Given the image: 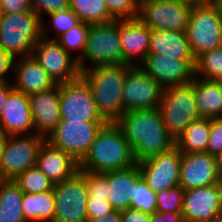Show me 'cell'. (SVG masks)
<instances>
[{"mask_svg": "<svg viewBox=\"0 0 222 222\" xmlns=\"http://www.w3.org/2000/svg\"><path fill=\"white\" fill-rule=\"evenodd\" d=\"M116 123L133 148L137 163L169 151L175 140L167 132L158 108L125 112Z\"/></svg>", "mask_w": 222, "mask_h": 222, "instance_id": "1", "label": "cell"}, {"mask_svg": "<svg viewBox=\"0 0 222 222\" xmlns=\"http://www.w3.org/2000/svg\"><path fill=\"white\" fill-rule=\"evenodd\" d=\"M133 148L116 122H106L88 152L78 163V171L106 173L136 165Z\"/></svg>", "mask_w": 222, "mask_h": 222, "instance_id": "2", "label": "cell"}, {"mask_svg": "<svg viewBox=\"0 0 222 222\" xmlns=\"http://www.w3.org/2000/svg\"><path fill=\"white\" fill-rule=\"evenodd\" d=\"M128 64L98 65L81 72L94 97L98 113L106 122H116L123 110V83Z\"/></svg>", "mask_w": 222, "mask_h": 222, "instance_id": "3", "label": "cell"}, {"mask_svg": "<svg viewBox=\"0 0 222 222\" xmlns=\"http://www.w3.org/2000/svg\"><path fill=\"white\" fill-rule=\"evenodd\" d=\"M42 20L34 12L2 14L0 18V47L13 59L32 55L42 37Z\"/></svg>", "mask_w": 222, "mask_h": 222, "instance_id": "4", "label": "cell"}, {"mask_svg": "<svg viewBox=\"0 0 222 222\" xmlns=\"http://www.w3.org/2000/svg\"><path fill=\"white\" fill-rule=\"evenodd\" d=\"M109 64L123 65L119 20L90 24L85 49L78 60L81 72L94 66Z\"/></svg>", "mask_w": 222, "mask_h": 222, "instance_id": "5", "label": "cell"}, {"mask_svg": "<svg viewBox=\"0 0 222 222\" xmlns=\"http://www.w3.org/2000/svg\"><path fill=\"white\" fill-rule=\"evenodd\" d=\"M190 50L198 56L222 46V11L210 1L191 8L186 30Z\"/></svg>", "mask_w": 222, "mask_h": 222, "instance_id": "6", "label": "cell"}, {"mask_svg": "<svg viewBox=\"0 0 222 222\" xmlns=\"http://www.w3.org/2000/svg\"><path fill=\"white\" fill-rule=\"evenodd\" d=\"M158 109L167 132L176 141L192 121L200 118L193 81L164 88Z\"/></svg>", "mask_w": 222, "mask_h": 222, "instance_id": "7", "label": "cell"}, {"mask_svg": "<svg viewBox=\"0 0 222 222\" xmlns=\"http://www.w3.org/2000/svg\"><path fill=\"white\" fill-rule=\"evenodd\" d=\"M53 222H87L88 191L85 177L77 171L71 178L55 183Z\"/></svg>", "mask_w": 222, "mask_h": 222, "instance_id": "8", "label": "cell"}, {"mask_svg": "<svg viewBox=\"0 0 222 222\" xmlns=\"http://www.w3.org/2000/svg\"><path fill=\"white\" fill-rule=\"evenodd\" d=\"M45 140L36 133L8 136L0 162V180H14L27 169L35 167Z\"/></svg>", "mask_w": 222, "mask_h": 222, "instance_id": "9", "label": "cell"}, {"mask_svg": "<svg viewBox=\"0 0 222 222\" xmlns=\"http://www.w3.org/2000/svg\"><path fill=\"white\" fill-rule=\"evenodd\" d=\"M61 121L106 122L98 113L86 80L80 75L59 84Z\"/></svg>", "mask_w": 222, "mask_h": 222, "instance_id": "10", "label": "cell"}, {"mask_svg": "<svg viewBox=\"0 0 222 222\" xmlns=\"http://www.w3.org/2000/svg\"><path fill=\"white\" fill-rule=\"evenodd\" d=\"M105 123L60 121L51 134L46 137V141L79 163Z\"/></svg>", "mask_w": 222, "mask_h": 222, "instance_id": "11", "label": "cell"}, {"mask_svg": "<svg viewBox=\"0 0 222 222\" xmlns=\"http://www.w3.org/2000/svg\"><path fill=\"white\" fill-rule=\"evenodd\" d=\"M191 8L173 0H139L138 18L151 30L186 32Z\"/></svg>", "mask_w": 222, "mask_h": 222, "instance_id": "12", "label": "cell"}, {"mask_svg": "<svg viewBox=\"0 0 222 222\" xmlns=\"http://www.w3.org/2000/svg\"><path fill=\"white\" fill-rule=\"evenodd\" d=\"M164 88L139 66H132L123 83V110H150L158 108Z\"/></svg>", "mask_w": 222, "mask_h": 222, "instance_id": "13", "label": "cell"}, {"mask_svg": "<svg viewBox=\"0 0 222 222\" xmlns=\"http://www.w3.org/2000/svg\"><path fill=\"white\" fill-rule=\"evenodd\" d=\"M32 56L56 84L69 82L81 75L75 55L67 53L54 39L41 37L33 48Z\"/></svg>", "mask_w": 222, "mask_h": 222, "instance_id": "14", "label": "cell"}, {"mask_svg": "<svg viewBox=\"0 0 222 222\" xmlns=\"http://www.w3.org/2000/svg\"><path fill=\"white\" fill-rule=\"evenodd\" d=\"M182 153L174 146L169 151L137 163L142 178L155 193L179 184Z\"/></svg>", "mask_w": 222, "mask_h": 222, "instance_id": "15", "label": "cell"}, {"mask_svg": "<svg viewBox=\"0 0 222 222\" xmlns=\"http://www.w3.org/2000/svg\"><path fill=\"white\" fill-rule=\"evenodd\" d=\"M139 67L163 88L188 84L195 77V60L147 55Z\"/></svg>", "mask_w": 222, "mask_h": 222, "instance_id": "16", "label": "cell"}, {"mask_svg": "<svg viewBox=\"0 0 222 222\" xmlns=\"http://www.w3.org/2000/svg\"><path fill=\"white\" fill-rule=\"evenodd\" d=\"M220 177L216 156L207 151L182 153L179 184L185 190L217 184Z\"/></svg>", "mask_w": 222, "mask_h": 222, "instance_id": "17", "label": "cell"}, {"mask_svg": "<svg viewBox=\"0 0 222 222\" xmlns=\"http://www.w3.org/2000/svg\"><path fill=\"white\" fill-rule=\"evenodd\" d=\"M222 213L217 184L185 190L182 215L185 222H209Z\"/></svg>", "mask_w": 222, "mask_h": 222, "instance_id": "18", "label": "cell"}, {"mask_svg": "<svg viewBox=\"0 0 222 222\" xmlns=\"http://www.w3.org/2000/svg\"><path fill=\"white\" fill-rule=\"evenodd\" d=\"M0 131L8 136L34 133V121L28 95L12 90L0 115Z\"/></svg>", "mask_w": 222, "mask_h": 222, "instance_id": "19", "label": "cell"}, {"mask_svg": "<svg viewBox=\"0 0 222 222\" xmlns=\"http://www.w3.org/2000/svg\"><path fill=\"white\" fill-rule=\"evenodd\" d=\"M119 33L123 64L139 66L149 53L152 30L139 18H134L119 20Z\"/></svg>", "mask_w": 222, "mask_h": 222, "instance_id": "20", "label": "cell"}, {"mask_svg": "<svg viewBox=\"0 0 222 222\" xmlns=\"http://www.w3.org/2000/svg\"><path fill=\"white\" fill-rule=\"evenodd\" d=\"M28 97L34 121V133L46 138L61 121L59 84Z\"/></svg>", "mask_w": 222, "mask_h": 222, "instance_id": "21", "label": "cell"}, {"mask_svg": "<svg viewBox=\"0 0 222 222\" xmlns=\"http://www.w3.org/2000/svg\"><path fill=\"white\" fill-rule=\"evenodd\" d=\"M12 74L13 89L26 95L43 92L57 85L32 55L14 59Z\"/></svg>", "mask_w": 222, "mask_h": 222, "instance_id": "22", "label": "cell"}, {"mask_svg": "<svg viewBox=\"0 0 222 222\" xmlns=\"http://www.w3.org/2000/svg\"><path fill=\"white\" fill-rule=\"evenodd\" d=\"M36 167L53 183L71 178L78 171V163L68 154L44 141L40 147Z\"/></svg>", "mask_w": 222, "mask_h": 222, "instance_id": "23", "label": "cell"}, {"mask_svg": "<svg viewBox=\"0 0 222 222\" xmlns=\"http://www.w3.org/2000/svg\"><path fill=\"white\" fill-rule=\"evenodd\" d=\"M141 177L138 164L124 170L106 172L108 181V201L115 211H123L131 206L134 184Z\"/></svg>", "mask_w": 222, "mask_h": 222, "instance_id": "24", "label": "cell"}, {"mask_svg": "<svg viewBox=\"0 0 222 222\" xmlns=\"http://www.w3.org/2000/svg\"><path fill=\"white\" fill-rule=\"evenodd\" d=\"M148 55L195 60L186 32L181 31L152 30Z\"/></svg>", "mask_w": 222, "mask_h": 222, "instance_id": "25", "label": "cell"}, {"mask_svg": "<svg viewBox=\"0 0 222 222\" xmlns=\"http://www.w3.org/2000/svg\"><path fill=\"white\" fill-rule=\"evenodd\" d=\"M193 91L200 118L216 119L222 116V86L220 81H209L195 76Z\"/></svg>", "mask_w": 222, "mask_h": 222, "instance_id": "26", "label": "cell"}, {"mask_svg": "<svg viewBox=\"0 0 222 222\" xmlns=\"http://www.w3.org/2000/svg\"><path fill=\"white\" fill-rule=\"evenodd\" d=\"M22 211L26 222H53L55 197L52 190L23 193Z\"/></svg>", "mask_w": 222, "mask_h": 222, "instance_id": "27", "label": "cell"}, {"mask_svg": "<svg viewBox=\"0 0 222 222\" xmlns=\"http://www.w3.org/2000/svg\"><path fill=\"white\" fill-rule=\"evenodd\" d=\"M22 200L23 192L13 180H0V222H26Z\"/></svg>", "mask_w": 222, "mask_h": 222, "instance_id": "28", "label": "cell"}, {"mask_svg": "<svg viewBox=\"0 0 222 222\" xmlns=\"http://www.w3.org/2000/svg\"><path fill=\"white\" fill-rule=\"evenodd\" d=\"M211 119L199 118L190 123L185 131L175 141V146L181 153H196L207 151L210 137Z\"/></svg>", "mask_w": 222, "mask_h": 222, "instance_id": "29", "label": "cell"}, {"mask_svg": "<svg viewBox=\"0 0 222 222\" xmlns=\"http://www.w3.org/2000/svg\"><path fill=\"white\" fill-rule=\"evenodd\" d=\"M69 8L82 22L99 24L114 21L104 0H70Z\"/></svg>", "mask_w": 222, "mask_h": 222, "instance_id": "30", "label": "cell"}, {"mask_svg": "<svg viewBox=\"0 0 222 222\" xmlns=\"http://www.w3.org/2000/svg\"><path fill=\"white\" fill-rule=\"evenodd\" d=\"M195 76L209 80H222V46L195 59Z\"/></svg>", "mask_w": 222, "mask_h": 222, "instance_id": "31", "label": "cell"}, {"mask_svg": "<svg viewBox=\"0 0 222 222\" xmlns=\"http://www.w3.org/2000/svg\"><path fill=\"white\" fill-rule=\"evenodd\" d=\"M50 20L45 22V19L42 20V37L47 39L56 40L60 35L68 32L73 27L79 25L82 21L74 14V12L69 8L66 10L54 12L48 14ZM51 26V27H50ZM55 31V37L49 31Z\"/></svg>", "mask_w": 222, "mask_h": 222, "instance_id": "32", "label": "cell"}, {"mask_svg": "<svg viewBox=\"0 0 222 222\" xmlns=\"http://www.w3.org/2000/svg\"><path fill=\"white\" fill-rule=\"evenodd\" d=\"M23 193L35 194L52 190L54 184L36 166L27 169L13 180Z\"/></svg>", "mask_w": 222, "mask_h": 222, "instance_id": "33", "label": "cell"}, {"mask_svg": "<svg viewBox=\"0 0 222 222\" xmlns=\"http://www.w3.org/2000/svg\"><path fill=\"white\" fill-rule=\"evenodd\" d=\"M90 28V23L81 22L79 25L73 27L68 32L60 35L56 41L61 45V47L69 54L77 51L75 58L79 60L85 49L87 42L88 30ZM79 50V51H78Z\"/></svg>", "mask_w": 222, "mask_h": 222, "instance_id": "34", "label": "cell"}, {"mask_svg": "<svg viewBox=\"0 0 222 222\" xmlns=\"http://www.w3.org/2000/svg\"><path fill=\"white\" fill-rule=\"evenodd\" d=\"M185 189L180 185L156 193V211L160 213H182Z\"/></svg>", "mask_w": 222, "mask_h": 222, "instance_id": "35", "label": "cell"}, {"mask_svg": "<svg viewBox=\"0 0 222 222\" xmlns=\"http://www.w3.org/2000/svg\"><path fill=\"white\" fill-rule=\"evenodd\" d=\"M130 208L150 214L156 211V193L148 187L142 176L134 184Z\"/></svg>", "mask_w": 222, "mask_h": 222, "instance_id": "36", "label": "cell"}, {"mask_svg": "<svg viewBox=\"0 0 222 222\" xmlns=\"http://www.w3.org/2000/svg\"><path fill=\"white\" fill-rule=\"evenodd\" d=\"M114 20L138 18L139 0H104Z\"/></svg>", "mask_w": 222, "mask_h": 222, "instance_id": "37", "label": "cell"}, {"mask_svg": "<svg viewBox=\"0 0 222 222\" xmlns=\"http://www.w3.org/2000/svg\"><path fill=\"white\" fill-rule=\"evenodd\" d=\"M79 172L85 177L88 197H108L109 185L106 180V173Z\"/></svg>", "mask_w": 222, "mask_h": 222, "instance_id": "38", "label": "cell"}, {"mask_svg": "<svg viewBox=\"0 0 222 222\" xmlns=\"http://www.w3.org/2000/svg\"><path fill=\"white\" fill-rule=\"evenodd\" d=\"M33 11L44 19L45 15L50 13L69 9L70 0H31ZM45 14V15H44Z\"/></svg>", "mask_w": 222, "mask_h": 222, "instance_id": "39", "label": "cell"}, {"mask_svg": "<svg viewBox=\"0 0 222 222\" xmlns=\"http://www.w3.org/2000/svg\"><path fill=\"white\" fill-rule=\"evenodd\" d=\"M86 207L88 218H102L115 211L108 197H88Z\"/></svg>", "mask_w": 222, "mask_h": 222, "instance_id": "40", "label": "cell"}, {"mask_svg": "<svg viewBox=\"0 0 222 222\" xmlns=\"http://www.w3.org/2000/svg\"><path fill=\"white\" fill-rule=\"evenodd\" d=\"M207 152L218 157L222 152V119H211L210 137Z\"/></svg>", "mask_w": 222, "mask_h": 222, "instance_id": "41", "label": "cell"}, {"mask_svg": "<svg viewBox=\"0 0 222 222\" xmlns=\"http://www.w3.org/2000/svg\"><path fill=\"white\" fill-rule=\"evenodd\" d=\"M2 14L33 11L31 0H0Z\"/></svg>", "mask_w": 222, "mask_h": 222, "instance_id": "42", "label": "cell"}, {"mask_svg": "<svg viewBox=\"0 0 222 222\" xmlns=\"http://www.w3.org/2000/svg\"><path fill=\"white\" fill-rule=\"evenodd\" d=\"M150 213L128 208L121 211V222H150Z\"/></svg>", "mask_w": 222, "mask_h": 222, "instance_id": "43", "label": "cell"}, {"mask_svg": "<svg viewBox=\"0 0 222 222\" xmlns=\"http://www.w3.org/2000/svg\"><path fill=\"white\" fill-rule=\"evenodd\" d=\"M13 61L14 59L0 47V81H8V75H12L10 72L13 69Z\"/></svg>", "mask_w": 222, "mask_h": 222, "instance_id": "44", "label": "cell"}, {"mask_svg": "<svg viewBox=\"0 0 222 222\" xmlns=\"http://www.w3.org/2000/svg\"><path fill=\"white\" fill-rule=\"evenodd\" d=\"M150 222H185L182 213H160L155 211L151 213Z\"/></svg>", "mask_w": 222, "mask_h": 222, "instance_id": "45", "label": "cell"}, {"mask_svg": "<svg viewBox=\"0 0 222 222\" xmlns=\"http://www.w3.org/2000/svg\"><path fill=\"white\" fill-rule=\"evenodd\" d=\"M13 90L12 82L0 81V115L5 105L8 94Z\"/></svg>", "mask_w": 222, "mask_h": 222, "instance_id": "46", "label": "cell"}, {"mask_svg": "<svg viewBox=\"0 0 222 222\" xmlns=\"http://www.w3.org/2000/svg\"><path fill=\"white\" fill-rule=\"evenodd\" d=\"M87 222H121V211H113L102 218H88Z\"/></svg>", "mask_w": 222, "mask_h": 222, "instance_id": "47", "label": "cell"}, {"mask_svg": "<svg viewBox=\"0 0 222 222\" xmlns=\"http://www.w3.org/2000/svg\"><path fill=\"white\" fill-rule=\"evenodd\" d=\"M7 139H8V135L0 131V162H1L2 155L4 153V148H5Z\"/></svg>", "mask_w": 222, "mask_h": 222, "instance_id": "48", "label": "cell"}, {"mask_svg": "<svg viewBox=\"0 0 222 222\" xmlns=\"http://www.w3.org/2000/svg\"><path fill=\"white\" fill-rule=\"evenodd\" d=\"M173 1H178L180 3H184V4H187L191 7H194L196 5H200V4H203L209 0H173Z\"/></svg>", "mask_w": 222, "mask_h": 222, "instance_id": "49", "label": "cell"}, {"mask_svg": "<svg viewBox=\"0 0 222 222\" xmlns=\"http://www.w3.org/2000/svg\"><path fill=\"white\" fill-rule=\"evenodd\" d=\"M215 7L222 11V0H209Z\"/></svg>", "mask_w": 222, "mask_h": 222, "instance_id": "50", "label": "cell"}, {"mask_svg": "<svg viewBox=\"0 0 222 222\" xmlns=\"http://www.w3.org/2000/svg\"><path fill=\"white\" fill-rule=\"evenodd\" d=\"M218 159V166H219V171H220V174L222 176V152L221 154L217 157Z\"/></svg>", "mask_w": 222, "mask_h": 222, "instance_id": "51", "label": "cell"}, {"mask_svg": "<svg viewBox=\"0 0 222 222\" xmlns=\"http://www.w3.org/2000/svg\"><path fill=\"white\" fill-rule=\"evenodd\" d=\"M218 186L220 188V202H221V211H222V176L220 177V180L218 182Z\"/></svg>", "mask_w": 222, "mask_h": 222, "instance_id": "52", "label": "cell"}, {"mask_svg": "<svg viewBox=\"0 0 222 222\" xmlns=\"http://www.w3.org/2000/svg\"><path fill=\"white\" fill-rule=\"evenodd\" d=\"M209 222H222V213L211 219Z\"/></svg>", "mask_w": 222, "mask_h": 222, "instance_id": "53", "label": "cell"}]
</instances>
